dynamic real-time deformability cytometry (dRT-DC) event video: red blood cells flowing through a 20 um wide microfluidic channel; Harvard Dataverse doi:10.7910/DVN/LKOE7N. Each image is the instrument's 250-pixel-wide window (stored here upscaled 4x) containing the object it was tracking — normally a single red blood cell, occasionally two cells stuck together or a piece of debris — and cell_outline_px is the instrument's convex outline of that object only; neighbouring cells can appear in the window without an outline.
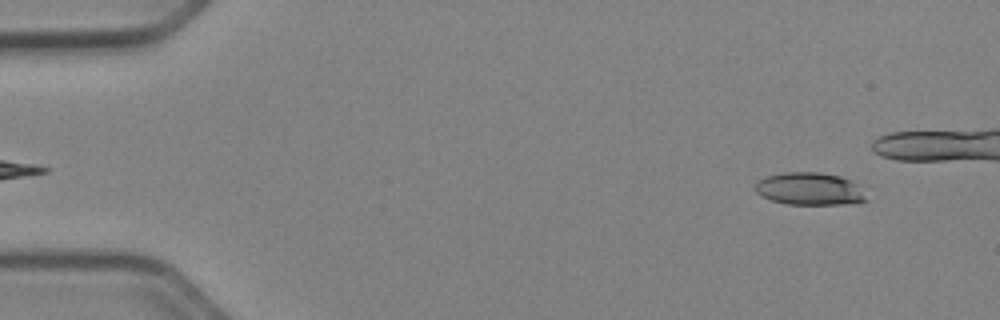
{"species": "Egyptian fruit bat (a non-hibernating species)", "species_latin": "Rousettus aegyptiacus", "temperature_condition": "cold", "stored_images_in_passage": 42, "camera_frame_rate_fps": 3000, "um_per_image_px": 0.085, "animal": {"sex": "female"}, "frame": {"image": 1, "passage_image": 4, "time_ms": 1.0, "image_size_px": [1000, 320], "cell_outline_px": [[868, 200], [840, 204], [788, 204], [772, 200], [756, 192], [756, 180], [764, 176], [784, 172], [820, 172], [840, 176], [856, 184]], "centroid_in_image_um": [68.76, 16.03], "position_along_channel_um": 16.2, "area_um2": 20.75}}
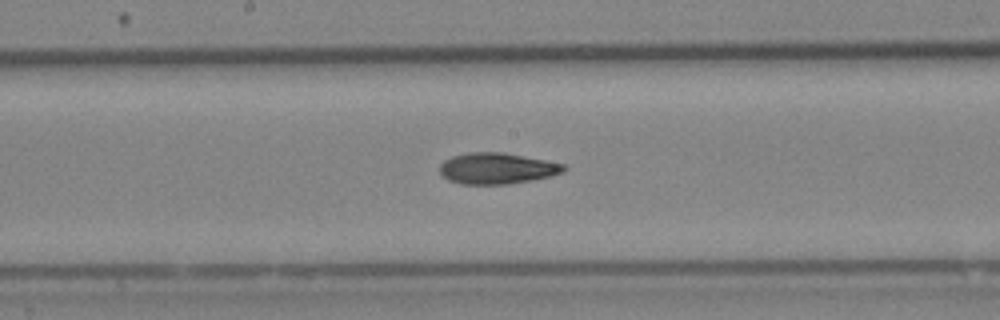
{"frame": {"image": 2, "passage_image": 27, "time_ms": 8.667, "image_size_px": [1000, 320], "cell_outline_px": [[568, 168], [564, 172], [548, 176], [508, 184], [460, 184], [448, 180], [440, 176], [440, 164], [444, 160], [452, 156], [468, 152], [504, 152], [564, 164]], "centroid_in_image_um": [42.19, 14.31], "position_along_channel_um": 206.0, "area_um2": 22.48}}
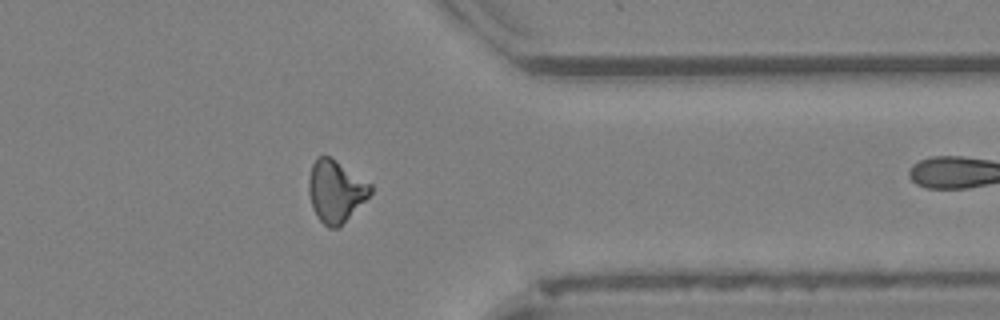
{"frame": {"image": 3, "passage_image": 41, "time_ms": 13.333, "image_size_px": [1000, 320], "cell_outline_px": [[372, 192], [340, 228], [328, 228], [316, 216], [312, 208], [308, 192], [308, 180], [312, 164], [316, 156], [328, 156], [372, 184]], "centroid_in_image_um": [28.51, 16.28], "position_along_channel_um": 382.9, "area_um2": 22.31}}